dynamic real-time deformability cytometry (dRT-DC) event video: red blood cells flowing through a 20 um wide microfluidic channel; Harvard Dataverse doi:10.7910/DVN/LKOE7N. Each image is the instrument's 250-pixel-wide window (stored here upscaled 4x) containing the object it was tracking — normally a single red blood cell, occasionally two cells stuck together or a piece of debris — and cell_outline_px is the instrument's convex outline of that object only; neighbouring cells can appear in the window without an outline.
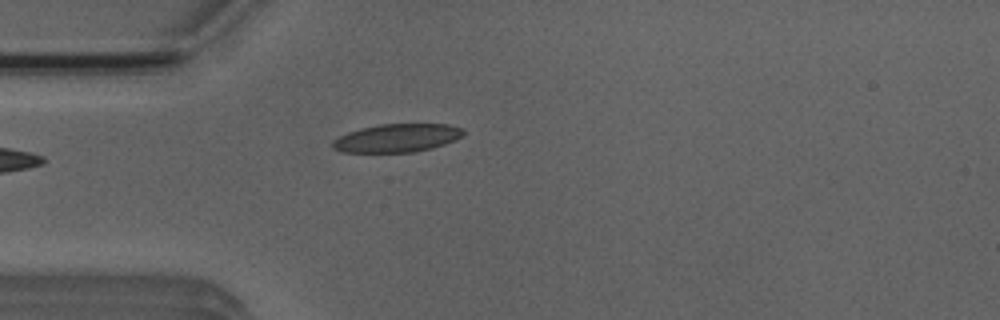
{"species": "Egyptian fruit bat (a non-hibernating species)", "species_latin": "Rousettus aegyptiacus", "temperature_condition": "room temperature", "stored_images_in_passage": 1, "camera_frame_rate_fps": 3000, "um_per_image_px": 0.085, "animal": {"sex": "male"}, "frame": {"image": 1, "passage_image": 1, "time_ms": 0.0, "image_size_px": [1000, 320], "cell_outline_px": [[464, 136], [456, 140], [432, 148], [416, 152], [340, 152], [332, 148], [332, 144], [340, 136], [348, 132], [360, 128], [380, 124], [448, 124], [464, 128]], "centroid_in_image_um": [33.79, 11.73], "position_along_channel_um": 51.2, "area_um2": 21.62}}